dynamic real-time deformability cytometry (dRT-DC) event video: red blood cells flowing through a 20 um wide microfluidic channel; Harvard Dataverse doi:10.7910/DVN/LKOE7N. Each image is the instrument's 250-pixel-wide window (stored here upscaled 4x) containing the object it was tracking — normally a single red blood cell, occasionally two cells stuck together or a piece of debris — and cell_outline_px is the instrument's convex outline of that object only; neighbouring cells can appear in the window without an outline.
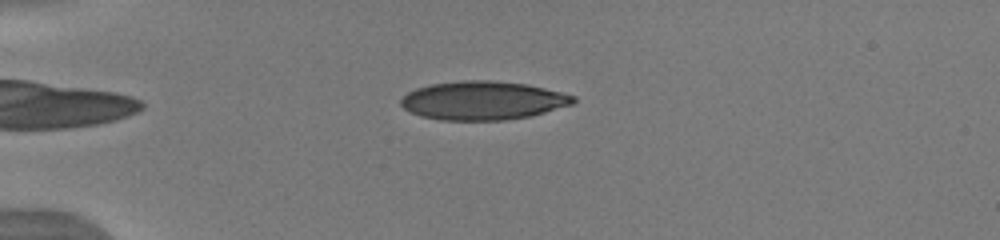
{"species": "human", "species_latin": "Homo sapiens", "temperature_condition": "warm", "stored_images_in_passage": 45, "camera_frame_rate_fps": 3000, "um_per_image_px": 0.085, "donor": {"sex": "male"}, "frame": {"image": 1, "passage_image": 8, "time_ms": 2.333, "image_size_px": [1000, 240], "cell_outline_px": [[576, 104], [532, 116], [504, 120], [440, 120], [420, 116], [404, 108], [400, 104], [400, 100], [408, 92], [416, 88], [432, 84], [460, 80], [492, 80], [528, 84], [576, 96]], "centroid_in_image_um": [41.09, 8.54], "position_along_channel_um": 43.9, "area_um2": 39.07}}
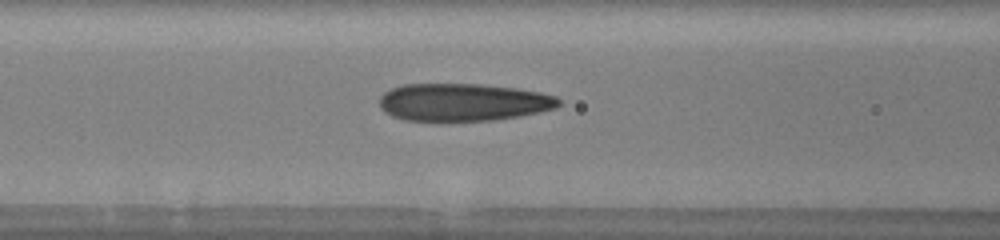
{"frame": {"image": 2, "passage_image": 17, "time_ms": 5.333, "image_size_px": [1000, 240], "cell_outline_px": [[560, 104], [556, 108], [540, 112], [520, 116], [492, 120], [404, 120], [392, 116], [384, 112], [380, 108], [380, 96], [384, 92], [392, 88], [404, 84], [480, 84], [516, 88], [540, 92], [556, 96], [560, 100]], "centroid_in_image_um": [39.37, 8.68], "position_along_channel_um": 127.2, "area_um2": 39.25}}
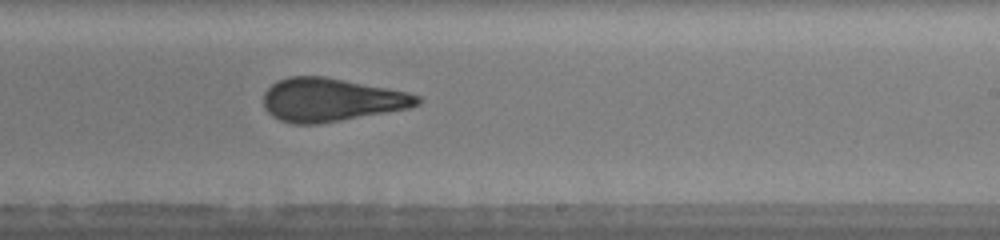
{"frame": {"image": 3, "passage_image": 27, "time_ms": 8.667, "image_size_px": [1000, 240], "cell_outline_px": [[420, 104], [408, 108], [320, 124], [292, 124], [280, 120], [272, 116], [264, 108], [264, 92], [276, 80], [288, 76], [324, 76], [388, 88], [408, 92], [420, 96]], "centroid_in_image_um": [28.12, 8.48], "position_along_channel_um": 260.9, "area_um2": 38.84}, "authors_computed_cell_mechanics": {"area_um2": 38.5526, "velocity_mm_per_s": 4.0209, "shape_relaxation_time_tau1_ms": 7.1517, "shape_relaxation_time_tau2_ms": 1.4444, "deformation_change_tau1": 0.235, "deformation_change_tau2": 0.0906}}